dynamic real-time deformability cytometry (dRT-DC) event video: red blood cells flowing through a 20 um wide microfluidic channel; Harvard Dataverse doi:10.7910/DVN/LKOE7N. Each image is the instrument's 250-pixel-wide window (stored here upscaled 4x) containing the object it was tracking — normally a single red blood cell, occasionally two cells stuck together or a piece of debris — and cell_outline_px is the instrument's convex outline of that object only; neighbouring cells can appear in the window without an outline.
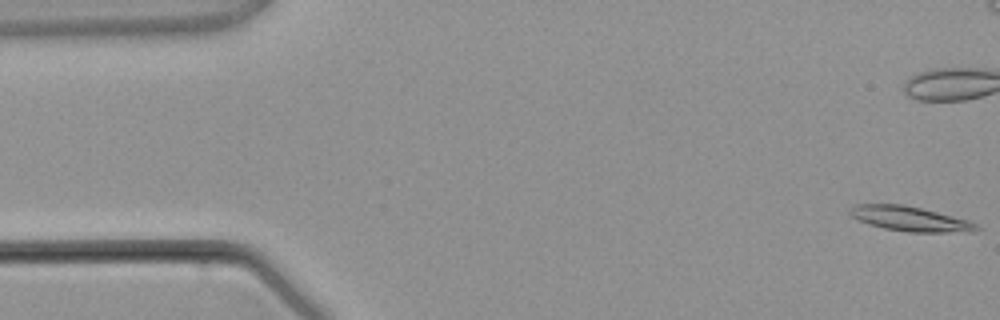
{"species": "common noctule bat (a hibernating species)", "species_latin": "Nyctalus noctula", "temperature_condition": "warm", "stored_images_in_passage": 5, "camera_frame_rate_fps": 3000, "um_per_image_px": 0.085, "animal": {"sex": "male", "body_mass_g": 21.5, "forearm_length_mm": 52.0}, "frame": {"image": 1, "passage_image": 1, "time_ms": 0.0, "image_size_px": [1000, 320], "cell_outline_px": [[980, 228], [944, 232], [908, 232], [884, 228], [868, 224], [852, 216], [848, 212], [856, 204], [904, 204], [968, 220], [976, 224]], "centroid_in_image_um": [77.25, 18.58], "position_along_channel_um": 7.8, "area_um2": 17.63}}
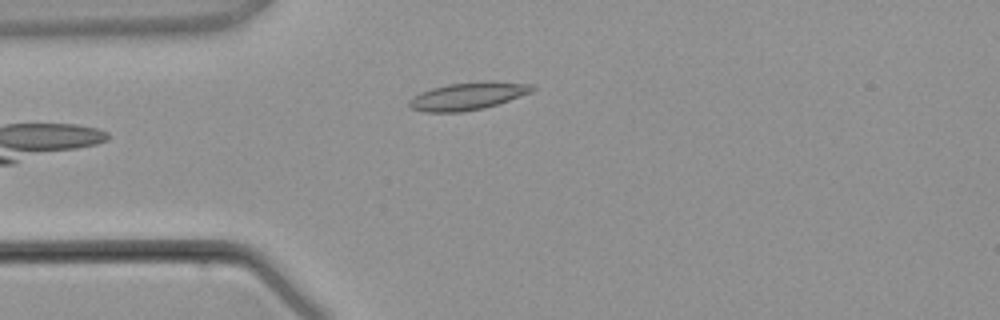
{"frame": {"image": 2, "passage_image": 5, "time_ms": 4.667, "image_size_px": [1000, 320], "cell_outline_px": [[536, 88], [532, 92], [484, 108], [460, 112], [424, 112], [412, 108], [408, 104], [408, 100], [412, 96], [420, 92], [432, 88], [448, 84], [492, 80], [528, 84]], "centroid_in_image_um": [39.73, 8.16], "position_along_channel_um": 45.3, "area_um2": 19.71}}